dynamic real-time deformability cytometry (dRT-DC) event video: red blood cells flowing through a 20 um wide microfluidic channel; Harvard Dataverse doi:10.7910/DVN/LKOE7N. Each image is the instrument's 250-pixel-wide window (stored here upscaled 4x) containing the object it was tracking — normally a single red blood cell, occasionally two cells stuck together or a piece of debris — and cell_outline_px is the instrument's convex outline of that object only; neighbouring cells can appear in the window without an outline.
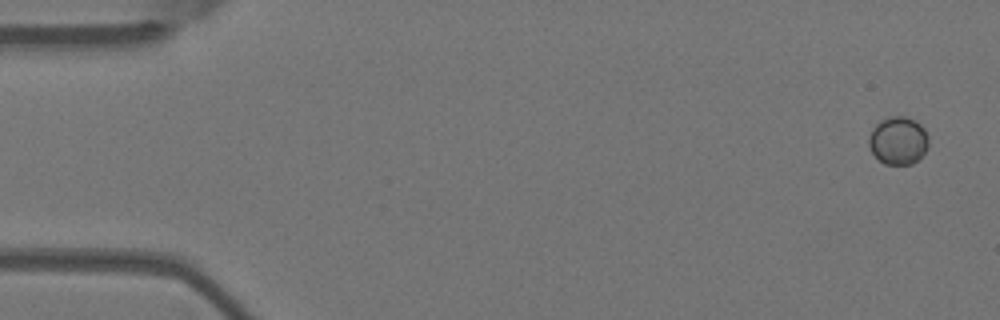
{"species": "Egyptian fruit bat (a non-hibernating species)", "species_latin": "Rousettus aegyptiacus", "temperature_condition": "warm", "stored_images_in_passage": 5, "camera_frame_rate_fps": 3000, "um_per_image_px": 0.085, "animal": {"sex": "female"}, "frame": {"image": 1, "passage_image": 1, "time_ms": 0.0, "image_size_px": [1000, 320], "cell_outline_px": [[928, 144], [924, 152], [912, 164], [884, 164], [872, 152], [868, 144], [868, 136], [872, 128], [880, 120], [888, 116], [908, 116], [916, 120], [924, 128], [928, 136]], "centroid_in_image_um": [76.33, 11.91], "position_along_channel_um": 8.7, "area_um2": 16.76}}
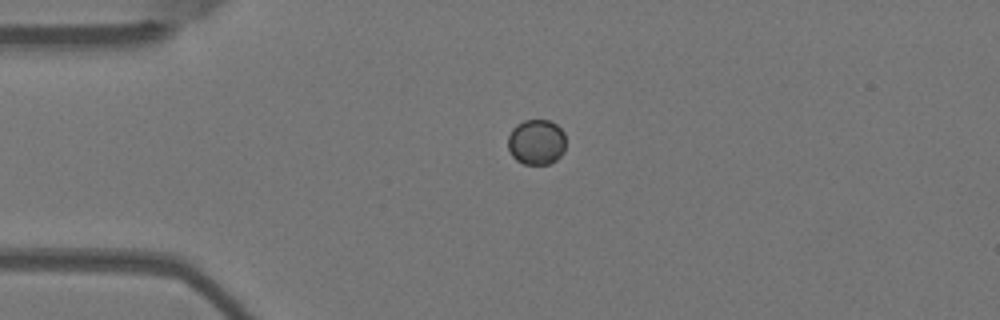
{"frame": {"image": 2, "passage_image": 4, "time_ms": 1.0, "image_size_px": [1000, 320], "cell_outline_px": [[564, 152], [556, 160], [548, 164], [524, 164], [516, 160], [512, 156], [508, 148], [508, 136], [512, 128], [516, 124], [524, 120], [548, 120], [556, 124], [564, 132]], "centroid_in_image_um": [45.58, 12.07], "position_along_channel_um": 39.4, "area_um2": 15.37}}